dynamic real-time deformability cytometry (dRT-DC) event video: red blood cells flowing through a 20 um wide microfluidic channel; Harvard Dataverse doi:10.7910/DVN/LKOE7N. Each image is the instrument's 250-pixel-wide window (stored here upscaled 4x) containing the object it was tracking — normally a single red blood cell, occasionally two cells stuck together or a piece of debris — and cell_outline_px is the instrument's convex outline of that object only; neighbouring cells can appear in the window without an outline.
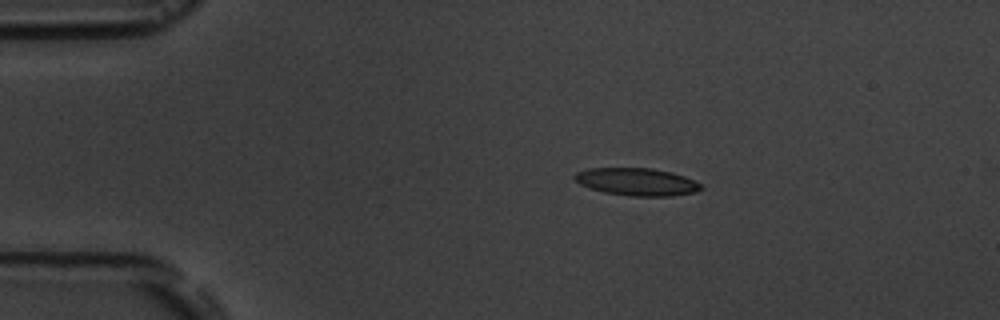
{"species": "common noctule bat (a hibernating species)", "species_latin": "Nyctalus noctula", "temperature_condition": "room temperature", "stored_images_in_passage": 3, "camera_frame_rate_fps": 3000, "um_per_image_px": 0.085, "animal": {"sex": "male", "body_mass_g": 19.5, "forearm_length_mm": 54.6}, "frame": {"image": 1, "passage_image": 2, "time_ms": 1.333, "image_size_px": [1000, 320], "cell_outline_px": [[704, 188], [696, 192], [672, 196], [632, 196], [604, 192], [580, 184], [572, 176], [576, 172], [588, 168], [652, 168], [672, 172], [684, 176], [700, 184]], "centroid_in_image_um": [54.14, 15.45], "position_along_channel_um": 30.9, "area_um2": 20.23}}